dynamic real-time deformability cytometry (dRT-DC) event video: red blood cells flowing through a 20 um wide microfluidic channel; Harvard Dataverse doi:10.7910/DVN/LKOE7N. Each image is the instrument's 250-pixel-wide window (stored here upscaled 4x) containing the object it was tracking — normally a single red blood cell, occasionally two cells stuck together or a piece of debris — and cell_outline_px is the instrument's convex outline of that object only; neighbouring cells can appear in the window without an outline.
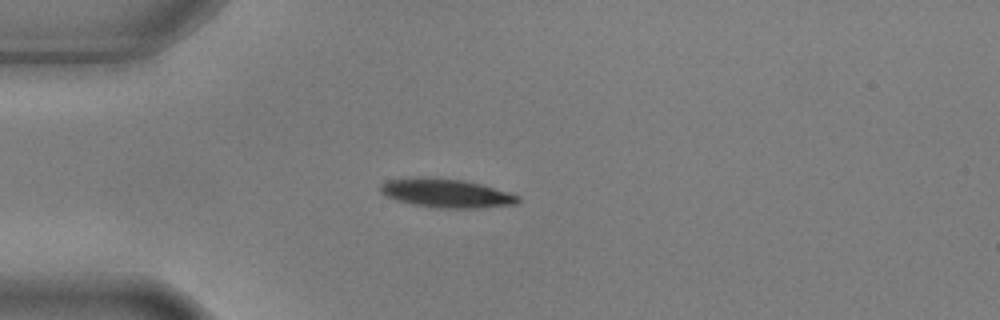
{"species": "common noctule bat (a hibernating species)", "species_latin": "Nyctalus noctula", "temperature_condition": "warm", "stored_images_in_passage": 1, "camera_frame_rate_fps": 3000, "um_per_image_px": 0.085, "animal": {"sex": "male", "body_mass_g": 17.9, "forearm_length_mm": 54.2}, "frame": {"image": 1, "passage_image": 1, "time_ms": 0.0, "image_size_px": [1000, 320], "cell_outline_px": [[520, 200], [516, 204], [476, 208], [436, 208], [412, 204], [396, 200], [380, 192], [380, 184], [388, 180], [464, 180], [480, 184], [508, 192], [520, 196]], "centroid_in_image_um": [38.01, 16.48], "position_along_channel_um": 47.0, "area_um2": 21.96}}